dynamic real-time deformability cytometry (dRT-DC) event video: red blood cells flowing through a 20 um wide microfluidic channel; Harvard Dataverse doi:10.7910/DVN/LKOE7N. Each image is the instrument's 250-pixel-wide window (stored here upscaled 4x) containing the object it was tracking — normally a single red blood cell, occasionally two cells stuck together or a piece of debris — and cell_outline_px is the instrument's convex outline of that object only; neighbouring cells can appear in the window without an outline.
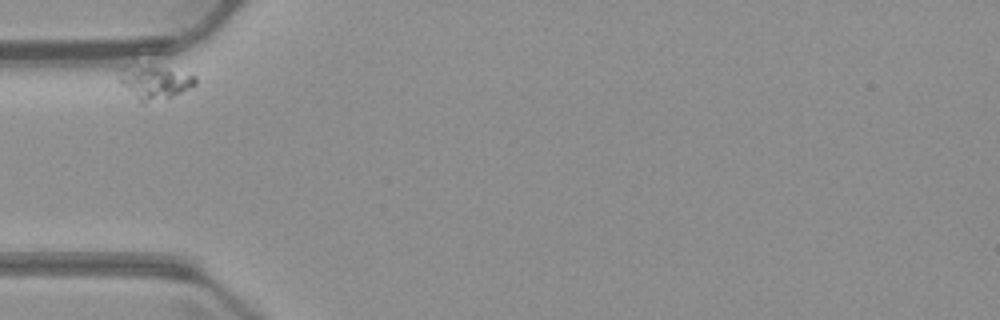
{"species": "common noctule bat (a hibernating species)", "species_latin": "Nyctalus noctula", "temperature_condition": "warm", "stored_images_in_passage": 2, "camera_frame_rate_fps": 3000, "um_per_image_px": 0.085, "animal": {"sex": "male", "body_mass_g": 23.1, "forearm_length_mm": 52.7}, "frame": {"image": 1, "passage_image": 1, "time_ms": 0.0, "image_size_px": [1000, 320], "cell_outline_px": [[196, 84], [172, 96], [144, 104], [140, 104], [120, 84], [120, 68], [164, 68], [196, 76]], "centroid_in_image_um": [13.12, 7.07], "position_along_channel_um": 71.9, "area_um2": 14.16}}